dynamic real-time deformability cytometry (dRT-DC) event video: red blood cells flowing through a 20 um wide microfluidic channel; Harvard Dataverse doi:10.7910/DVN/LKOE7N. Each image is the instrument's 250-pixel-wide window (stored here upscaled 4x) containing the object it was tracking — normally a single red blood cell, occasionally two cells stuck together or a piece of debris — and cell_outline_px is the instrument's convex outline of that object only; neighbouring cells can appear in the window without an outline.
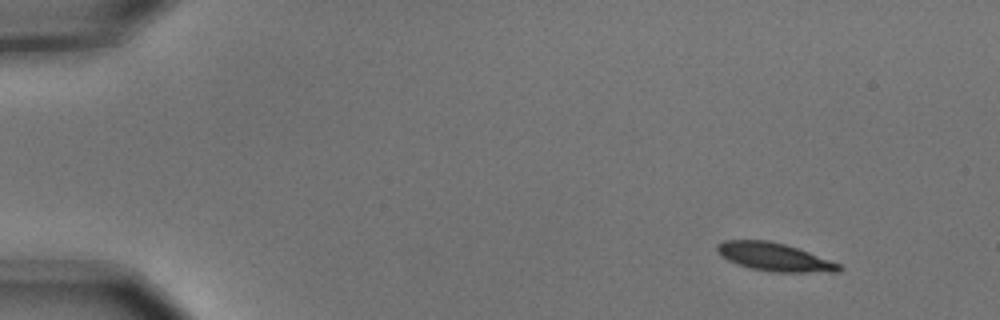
{"species": "common noctule bat (a hibernating species)", "species_latin": "Nyctalus noctula", "temperature_condition": "cold", "stored_images_in_passage": 4, "camera_frame_rate_fps": 3000, "um_per_image_px": 0.085, "animal": {"sex": "male", "body_mass_g": 15.6}, "frame": {"image": 1, "passage_image": 1, "time_ms": 0.0, "image_size_px": [1000, 320], "cell_outline_px": [[844, 268], [840, 272], [772, 272], [752, 268], [728, 260], [720, 256], [716, 248], [716, 244], [724, 240], [768, 240], [784, 244], [808, 252], [840, 264]], "centroid_in_image_um": [65.82, 21.84], "position_along_channel_um": 19.2, "area_um2": 19.83}}
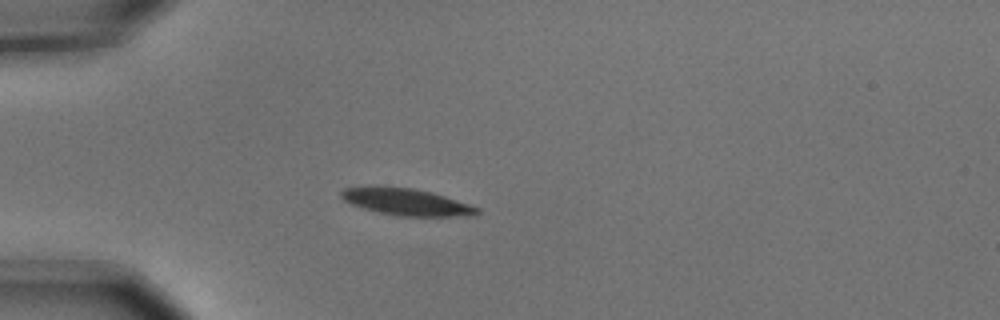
{"frame": {"image": 2, "passage_image": 4, "time_ms": 1.0, "image_size_px": [1000, 320], "cell_outline_px": [[480, 212], [476, 216], [392, 216], [376, 212], [352, 204], [344, 200], [340, 196], [340, 192], [344, 188], [412, 188], [432, 192], [480, 208]], "centroid_in_image_um": [34.61, 17.21], "position_along_channel_um": 50.4, "area_um2": 20.81}}